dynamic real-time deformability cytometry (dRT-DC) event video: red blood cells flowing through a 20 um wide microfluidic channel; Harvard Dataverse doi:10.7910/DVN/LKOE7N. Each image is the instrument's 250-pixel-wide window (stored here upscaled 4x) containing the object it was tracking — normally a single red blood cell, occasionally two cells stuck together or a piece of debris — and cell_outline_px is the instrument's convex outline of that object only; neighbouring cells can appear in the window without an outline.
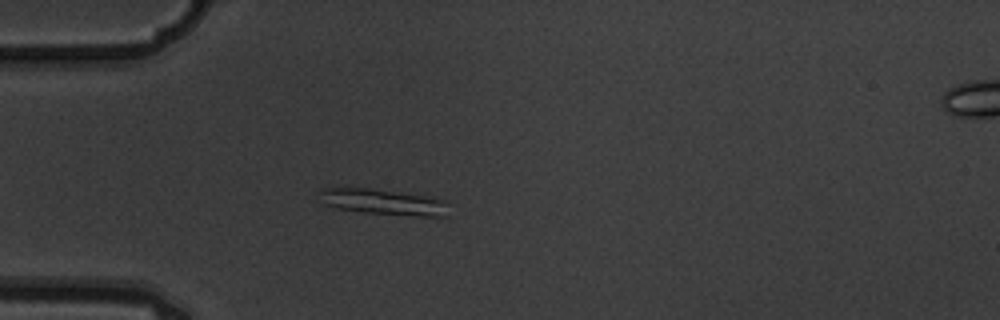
{"species": "common noctule bat (a hibernating species)", "species_latin": "Nyctalus noctula", "temperature_condition": "warm", "stored_images_in_passage": 5, "camera_frame_rate_fps": 3000, "um_per_image_px": 0.085, "animal": {"sex": "male", "body_mass_g": 19.5, "forearm_length_mm": 54.6}, "frame": {"image": 1, "passage_image": 4, "time_ms": 1.0, "image_size_px": [1000, 320], "cell_outline_px": [[448, 216], [420, 216], [368, 212], [336, 208], [324, 204], [320, 192], [320, 188], [344, 184], [436, 196], [444, 200], [448, 204]], "centroid_in_image_um": [32.56, 17.09], "position_along_channel_um": 52.4, "area_um2": 20.4}}